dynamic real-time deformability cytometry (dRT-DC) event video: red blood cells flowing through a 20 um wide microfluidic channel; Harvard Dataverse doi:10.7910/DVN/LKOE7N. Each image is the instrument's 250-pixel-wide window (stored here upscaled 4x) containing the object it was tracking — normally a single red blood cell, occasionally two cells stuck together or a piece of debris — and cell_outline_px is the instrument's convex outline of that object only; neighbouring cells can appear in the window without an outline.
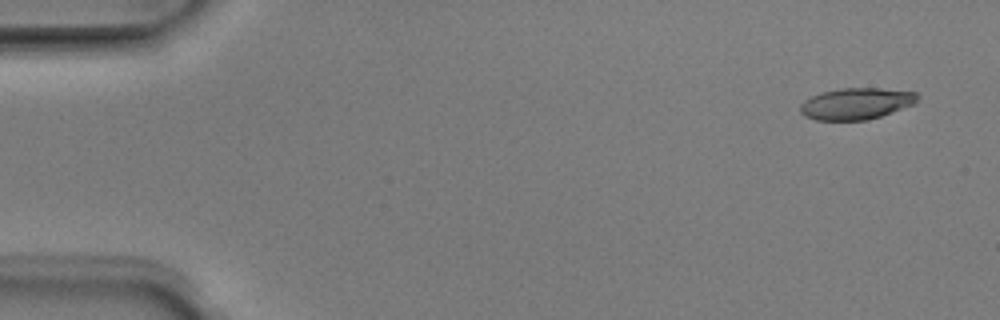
{"species": "Egyptian fruit bat (a non-hibernating species)", "species_latin": "Rousettus aegyptiacus", "temperature_condition": "room temperature", "stored_images_in_passage": 5, "camera_frame_rate_fps": 3000, "um_per_image_px": 0.085, "animal": {"sex": "male"}, "frame": {"image": 1, "passage_image": 1, "time_ms": 0.0, "image_size_px": [1000, 320], "cell_outline_px": [[920, 96], [916, 104], [868, 120], [816, 120], [804, 116], [800, 112], [800, 104], [804, 100], [812, 96], [824, 92], [840, 88], [880, 88], [916, 92]], "centroid_in_image_um": [72.8, 8.81], "position_along_channel_um": 12.2, "area_um2": 21.62}}
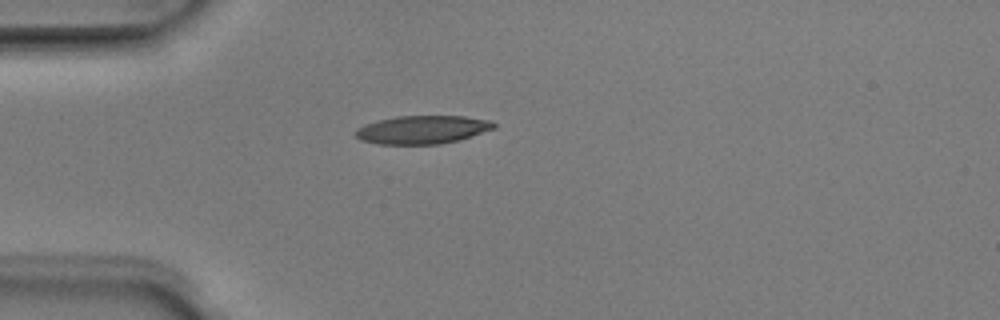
{"frame": {"image": 2, "passage_image": 4, "time_ms": 1.0, "image_size_px": [1000, 320], "cell_outline_px": [[496, 128], [460, 140], [440, 144], [380, 144], [360, 140], [356, 136], [356, 128], [364, 124], [396, 116], [464, 116], [492, 120], [496, 124]], "centroid_in_image_um": [35.94, 11.02], "position_along_channel_um": 49.1, "area_um2": 22.89}}